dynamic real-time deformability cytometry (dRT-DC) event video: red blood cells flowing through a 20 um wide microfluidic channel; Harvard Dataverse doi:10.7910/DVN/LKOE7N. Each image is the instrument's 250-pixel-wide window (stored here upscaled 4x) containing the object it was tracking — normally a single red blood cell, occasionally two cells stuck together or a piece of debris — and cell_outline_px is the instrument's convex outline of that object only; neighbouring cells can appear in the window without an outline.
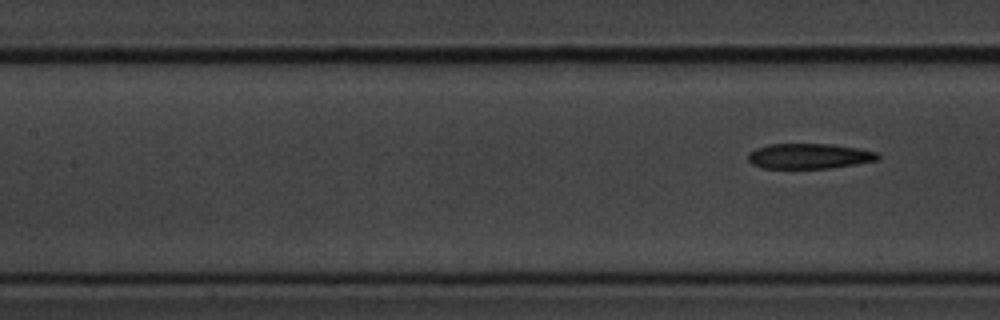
{"species": "common noctule bat (a hibernating species)", "species_latin": "Nyctalus noctula", "temperature_condition": "cold", "stored_images_in_passage": 8, "segment_of_instrument_passage": [2, 2], "camera_frame_rate_fps": 3000, "um_per_image_px": 0.085, "animal": {"sex": "male", "body_mass_g": 20.1, "forearm_length_mm": 53.5}, "frame": {"image": 1, "passage_image": 8, "time_ms": 2.333, "image_size_px": [1000, 320], "cell_outline_px": [[880, 156], [876, 160], [856, 164], [828, 168], [764, 168], [752, 164], [748, 160], [748, 156], [756, 148], [768, 144], [832, 144], [856, 148], [876, 152]], "centroid_in_image_um": [68.76, 13.27], "position_along_channel_um": 138.6, "area_um2": 18.84}}